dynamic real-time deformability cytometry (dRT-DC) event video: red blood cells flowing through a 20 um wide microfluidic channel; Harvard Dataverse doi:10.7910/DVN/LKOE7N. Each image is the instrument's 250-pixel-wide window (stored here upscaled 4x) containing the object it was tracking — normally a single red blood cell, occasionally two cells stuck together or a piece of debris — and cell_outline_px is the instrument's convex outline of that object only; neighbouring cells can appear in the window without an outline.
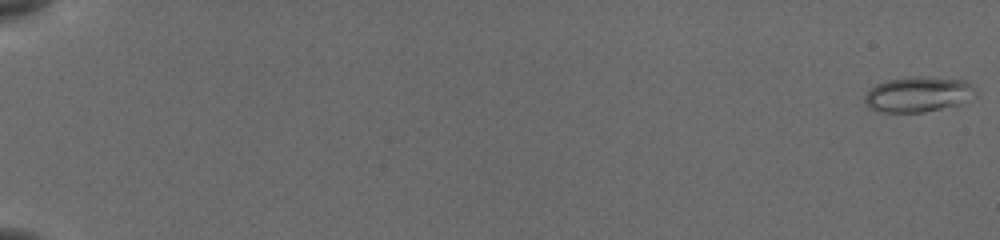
{"species": "common noctule bat (a hibernating species)", "species_latin": "Nyctalus noctula", "temperature_condition": "cold", "stored_images_in_passage": 56, "camera_frame_rate_fps": 3000, "um_per_image_px": 0.085, "animal": {"sex": "female", "body_mass_g": 19.5, "forearm_length_mm": 54.1}, "frame": {"image": 1, "passage_image": 1, "time_ms": 0.0, "image_size_px": [1000, 240], "cell_outline_px": [[976, 96], [960, 104], [924, 112], [880, 112], [872, 108], [864, 100], [864, 96], [876, 84], [884, 80], [912, 76], [920, 76], [964, 80], [976, 92]], "centroid_in_image_um": [78.04, 8.01], "position_along_channel_um": 7.0, "area_um2": 22.66}}
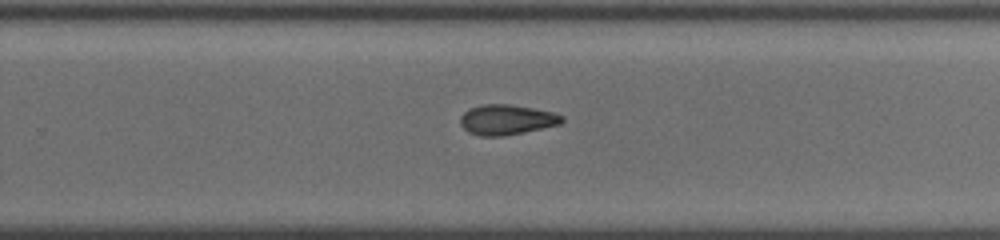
{"frame": {"image": 2, "passage_image": 39, "time_ms": 12.667, "image_size_px": [1000, 240], "cell_outline_px": [[564, 120], [560, 124], [504, 136], [480, 136], [468, 132], [460, 124], [460, 116], [468, 108], [484, 104], [508, 104], [532, 108], [552, 112], [564, 116]], "centroid_in_image_um": [43.03, 10.17], "position_along_channel_um": 286.8, "area_um2": 17.8}}
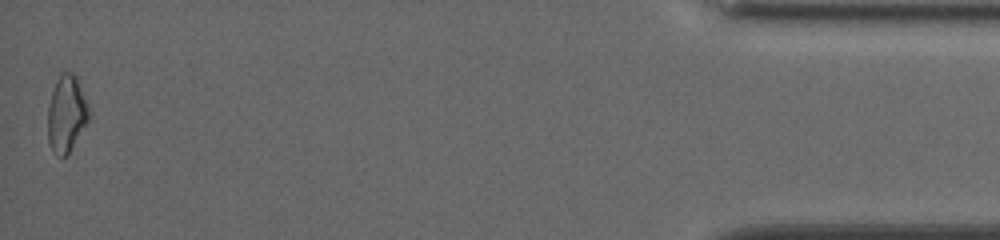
{"frame": {"image": 3, "passage_image": 56, "time_ms": 18.333, "image_size_px": [1000, 240], "cell_outline_px": [[92, 112], [88, 120], [68, 152], [64, 156], [60, 156], [52, 152], [48, 140], [48, 108], [52, 92], [56, 80], [60, 72], [72, 72], [76, 76]], "centroid_in_image_um": [5.66, 9.63], "position_along_channel_um": 429.5, "area_um2": 18.26}, "authors_computed_cell_mechanics": {"area_um2": 18.3226, "velocity_mm_per_s": 3.8555, "shape_relaxation_time_tau1_ms": 6.733, "shape_relaxation_time_tau2_ms": 5.267, "deformation_change_tau1": 0.1869, "deformation_change_tau2": 0.1375}}